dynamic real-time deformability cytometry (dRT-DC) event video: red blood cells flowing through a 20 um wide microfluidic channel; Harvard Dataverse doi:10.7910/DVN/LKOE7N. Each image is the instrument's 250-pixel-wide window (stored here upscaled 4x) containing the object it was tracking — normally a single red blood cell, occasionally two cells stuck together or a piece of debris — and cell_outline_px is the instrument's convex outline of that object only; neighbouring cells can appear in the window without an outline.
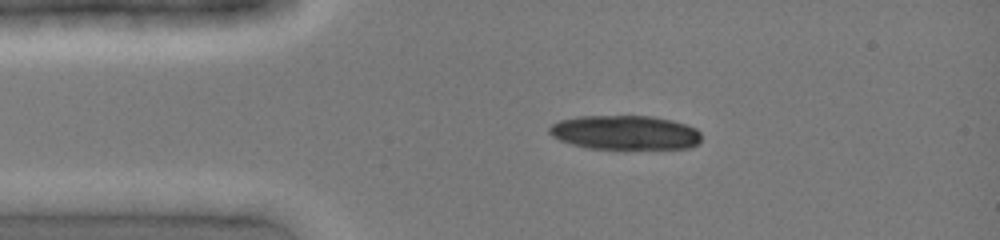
{"species": "common noctule bat (a hibernating species)", "species_latin": "Nyctalus noctula", "temperature_condition": "cold", "stored_images_in_passage": 11, "camera_frame_rate_fps": 3000, "um_per_image_px": 0.085, "animal": {"sex": "female", "body_mass_g": 19.0, "forearm_length_mm": 51.5}, "frame": {"image": 1, "passage_image": 1, "time_ms": 0.0, "image_size_px": [1000, 240], "cell_outline_px": [[700, 144], [688, 148], [624, 152], [584, 148], [560, 140], [552, 136], [548, 132], [548, 128], [552, 124], [560, 120], [580, 116], [652, 116], [672, 120], [696, 128], [700, 132]], "centroid_in_image_um": [53.15, 11.33], "position_along_channel_um": 31.8, "area_um2": 31.79}}